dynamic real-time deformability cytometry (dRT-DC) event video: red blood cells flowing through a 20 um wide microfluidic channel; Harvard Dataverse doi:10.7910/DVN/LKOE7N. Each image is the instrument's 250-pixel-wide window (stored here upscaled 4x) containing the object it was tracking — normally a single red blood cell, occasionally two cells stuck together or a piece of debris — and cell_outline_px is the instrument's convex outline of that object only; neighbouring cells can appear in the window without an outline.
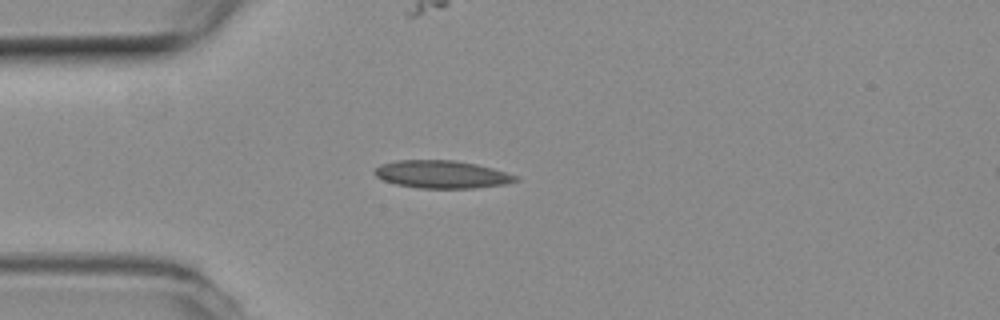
{"species": "common noctule bat (a hibernating species)", "species_latin": "Nyctalus noctula", "temperature_condition": "room temperature", "stored_images_in_passage": 4, "camera_frame_rate_fps": 3000, "um_per_image_px": 0.085, "animal": {"sex": "female", "body_mass_g": 19.3, "forearm_length_mm": 54.1}, "frame": {"image": 1, "passage_image": 2, "time_ms": 0.333, "image_size_px": [1000, 320], "cell_outline_px": [[520, 180], [504, 184], [476, 188], [416, 188], [396, 184], [384, 180], [376, 176], [372, 172], [380, 164], [396, 160], [456, 160], [476, 164], [492, 168], [516, 176]], "centroid_in_image_um": [37.52, 14.82], "position_along_channel_um": 47.5, "area_um2": 22.77}}
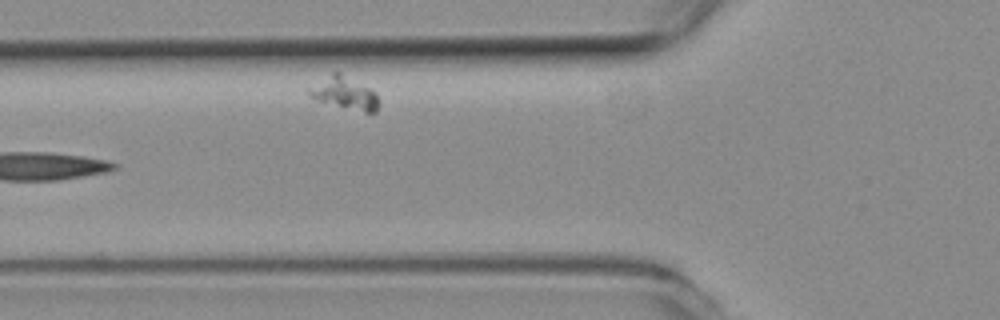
{"frame": {"image": 2, "passage_image": 4, "time_ms": 1.0, "image_size_px": [1000, 320], "cell_outline_px": [[380, 104], [376, 112], [372, 116], [320, 100], [308, 96], [308, 88], [332, 72], [340, 72], [376, 92]], "centroid_in_image_um": [29.36, 7.95], "position_along_channel_um": 96.4, "area_um2": 13.29}}